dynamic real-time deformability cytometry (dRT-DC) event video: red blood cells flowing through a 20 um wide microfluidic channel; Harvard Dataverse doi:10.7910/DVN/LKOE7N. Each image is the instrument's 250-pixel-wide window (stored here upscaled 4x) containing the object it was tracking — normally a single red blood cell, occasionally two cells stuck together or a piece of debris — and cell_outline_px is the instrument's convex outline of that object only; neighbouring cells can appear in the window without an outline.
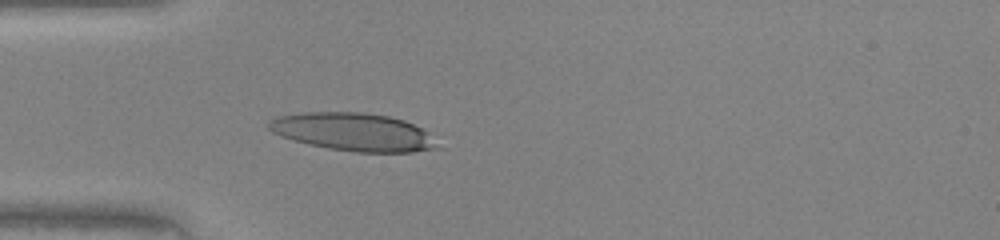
{"species": "human", "species_latin": "Homo sapiens", "temperature_condition": "warm", "stored_images_in_passage": 47, "camera_frame_rate_fps": 3000, "um_per_image_px": 0.085, "donor": {"sex": "female"}, "frame": {"image": 1, "passage_image": 14, "time_ms": 4.333, "image_size_px": [1000, 240], "cell_outline_px": [[444, 148], [412, 152], [356, 152], [328, 148], [308, 144], [280, 136], [272, 132], [268, 128], [268, 120], [280, 116], [304, 112], [364, 112], [388, 116], [404, 120], [428, 132]], "centroid_in_image_um": [30.07, 11.22], "position_along_channel_um": 54.9, "area_um2": 37.45}}